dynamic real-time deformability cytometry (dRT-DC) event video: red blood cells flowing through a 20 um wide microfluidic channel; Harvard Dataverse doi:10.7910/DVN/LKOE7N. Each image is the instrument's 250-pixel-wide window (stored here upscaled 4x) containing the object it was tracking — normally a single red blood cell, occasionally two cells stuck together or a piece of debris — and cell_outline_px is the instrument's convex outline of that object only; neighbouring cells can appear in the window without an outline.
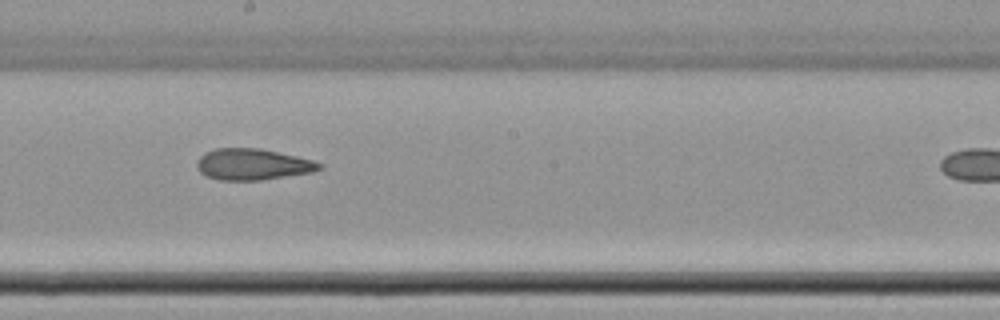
{"species": "common noctule bat (a hibernating species)", "species_latin": "Nyctalus noctula", "temperature_condition": "cold", "stored_images_in_passage": 10, "camera_frame_rate_fps": 3000, "um_per_image_px": 0.085, "animal": {"sex": "female", "body_mass_g": 22.7, "forearm_length_mm": 54.2}, "frame": {"image": 1, "passage_image": 7, "time_ms": 2.0, "image_size_px": [1000, 320], "cell_outline_px": [[324, 168], [312, 172], [260, 180], [220, 180], [208, 176], [200, 172], [196, 168], [196, 164], [200, 156], [204, 152], [216, 148], [260, 148], [296, 156], [312, 160], [324, 164]], "centroid_in_image_um": [21.48, 13.96], "position_along_channel_um": 226.7, "area_um2": 22.31}}